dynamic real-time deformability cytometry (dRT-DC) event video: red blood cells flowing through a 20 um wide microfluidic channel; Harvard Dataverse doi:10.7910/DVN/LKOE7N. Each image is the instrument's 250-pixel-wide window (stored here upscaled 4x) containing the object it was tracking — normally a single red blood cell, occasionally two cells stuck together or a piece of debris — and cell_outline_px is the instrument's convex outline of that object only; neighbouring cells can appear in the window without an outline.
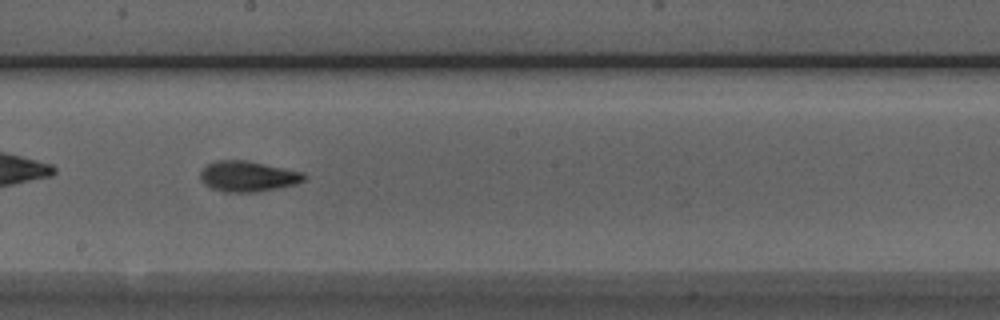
{"species": "Egyptian fruit bat (a non-hibernating species)", "species_latin": "Rousettus aegyptiacus", "temperature_condition": "room temperature", "stored_images_in_passage": 48, "camera_frame_rate_fps": 3000, "um_per_image_px": 0.085, "animal": {"sex": "male"}, "frame": {"image": 1, "passage_image": 28, "time_ms": 9.0, "image_size_px": [1000, 320], "cell_outline_px": [[308, 176], [304, 180], [292, 184], [276, 188], [256, 192], [224, 192], [212, 188], [204, 184], [200, 180], [200, 172], [208, 164], [216, 160], [244, 160], [264, 164], [300, 172]], "centroid_in_image_um": [21.0, 14.99], "position_along_channel_um": 227.2, "area_um2": 18.15}, "authors_computed_cell_mechanics": {"area_um2": 18.1492, "velocity_mm_per_s": 3.8814, "shape_relaxation_time_tau1_ms": 5.996, "shape_relaxation_time_tau2_ms": 3.1525, "deformation_change_tau1": 0.1858, "deformation_change_tau2": 0.109}}